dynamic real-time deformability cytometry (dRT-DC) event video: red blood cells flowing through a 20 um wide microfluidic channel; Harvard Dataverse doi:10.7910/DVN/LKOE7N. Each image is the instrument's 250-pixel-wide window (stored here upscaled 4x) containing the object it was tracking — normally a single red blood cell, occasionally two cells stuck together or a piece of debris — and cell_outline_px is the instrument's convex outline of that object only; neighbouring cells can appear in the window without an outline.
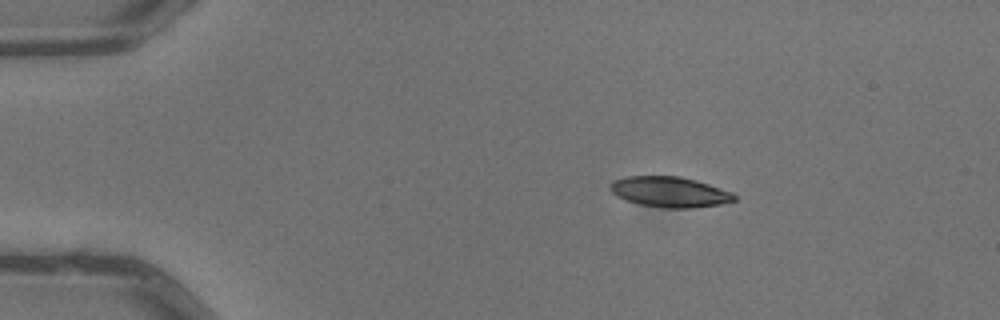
{"species": "common noctule bat (a hibernating species)", "species_latin": "Nyctalus noctula", "temperature_condition": "warm", "stored_images_in_passage": 3, "camera_frame_rate_fps": 3000, "um_per_image_px": 0.085, "animal": {"sex": "male", "body_mass_g": 13.3}, "frame": {"image": 1, "passage_image": 1, "time_ms": 0.0, "image_size_px": [1000, 320], "cell_outline_px": [[736, 200], [720, 204], [692, 208], [660, 208], [640, 204], [624, 200], [616, 196], [608, 188], [608, 184], [612, 180], [624, 176], [680, 176], [696, 180], [732, 192], [736, 196]], "centroid_in_image_um": [56.86, 16.31], "position_along_channel_um": 28.1, "area_um2": 22.31}}